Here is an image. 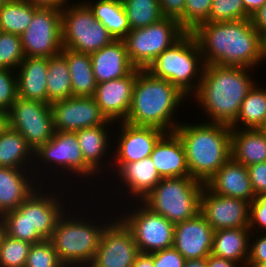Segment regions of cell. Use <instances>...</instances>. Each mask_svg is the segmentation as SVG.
Returning <instances> with one entry per match:
<instances>
[{"mask_svg": "<svg viewBox=\"0 0 266 267\" xmlns=\"http://www.w3.org/2000/svg\"><path fill=\"white\" fill-rule=\"evenodd\" d=\"M265 60H266V35L263 36V47H262V61Z\"/></svg>", "mask_w": 266, "mask_h": 267, "instance_id": "56", "label": "cell"}, {"mask_svg": "<svg viewBox=\"0 0 266 267\" xmlns=\"http://www.w3.org/2000/svg\"><path fill=\"white\" fill-rule=\"evenodd\" d=\"M264 88L255 84L248 92L236 120L230 125L232 129H238L240 124L245 126H241V129H255L263 126L266 121V87Z\"/></svg>", "mask_w": 266, "mask_h": 267, "instance_id": "33", "label": "cell"}, {"mask_svg": "<svg viewBox=\"0 0 266 267\" xmlns=\"http://www.w3.org/2000/svg\"><path fill=\"white\" fill-rule=\"evenodd\" d=\"M205 65L255 68L262 61L263 36L250 19L199 24L192 32Z\"/></svg>", "mask_w": 266, "mask_h": 267, "instance_id": "1", "label": "cell"}, {"mask_svg": "<svg viewBox=\"0 0 266 267\" xmlns=\"http://www.w3.org/2000/svg\"><path fill=\"white\" fill-rule=\"evenodd\" d=\"M251 68L205 65L195 100L206 112L210 123L231 125L237 118L241 104L256 84L250 77Z\"/></svg>", "mask_w": 266, "mask_h": 267, "instance_id": "2", "label": "cell"}, {"mask_svg": "<svg viewBox=\"0 0 266 267\" xmlns=\"http://www.w3.org/2000/svg\"><path fill=\"white\" fill-rule=\"evenodd\" d=\"M115 218L103 230L98 249L88 267H132L140 254L130 229L119 217Z\"/></svg>", "mask_w": 266, "mask_h": 267, "instance_id": "14", "label": "cell"}, {"mask_svg": "<svg viewBox=\"0 0 266 267\" xmlns=\"http://www.w3.org/2000/svg\"><path fill=\"white\" fill-rule=\"evenodd\" d=\"M7 125L18 131L34 151L55 132L50 104L20 97L7 112Z\"/></svg>", "mask_w": 266, "mask_h": 267, "instance_id": "12", "label": "cell"}, {"mask_svg": "<svg viewBox=\"0 0 266 267\" xmlns=\"http://www.w3.org/2000/svg\"><path fill=\"white\" fill-rule=\"evenodd\" d=\"M130 30L156 23L164 16L159 0H122Z\"/></svg>", "mask_w": 266, "mask_h": 267, "instance_id": "36", "label": "cell"}, {"mask_svg": "<svg viewBox=\"0 0 266 267\" xmlns=\"http://www.w3.org/2000/svg\"><path fill=\"white\" fill-rule=\"evenodd\" d=\"M262 131H263V133L266 135V121H265V123L263 124V126L260 128Z\"/></svg>", "mask_w": 266, "mask_h": 267, "instance_id": "58", "label": "cell"}, {"mask_svg": "<svg viewBox=\"0 0 266 267\" xmlns=\"http://www.w3.org/2000/svg\"><path fill=\"white\" fill-rule=\"evenodd\" d=\"M132 267H154L153 264V252L152 253H140Z\"/></svg>", "mask_w": 266, "mask_h": 267, "instance_id": "52", "label": "cell"}, {"mask_svg": "<svg viewBox=\"0 0 266 267\" xmlns=\"http://www.w3.org/2000/svg\"><path fill=\"white\" fill-rule=\"evenodd\" d=\"M36 172L30 168L23 170L0 166V216L17 209L36 187L43 185L41 182L43 179L40 182L36 180L40 179L35 178L38 177L37 174L35 175ZM32 179H35L37 183L35 184L36 181Z\"/></svg>", "mask_w": 266, "mask_h": 267, "instance_id": "21", "label": "cell"}, {"mask_svg": "<svg viewBox=\"0 0 266 267\" xmlns=\"http://www.w3.org/2000/svg\"><path fill=\"white\" fill-rule=\"evenodd\" d=\"M137 68L127 76L97 84L94 99L109 121L124 122L132 103Z\"/></svg>", "mask_w": 266, "mask_h": 267, "instance_id": "19", "label": "cell"}, {"mask_svg": "<svg viewBox=\"0 0 266 267\" xmlns=\"http://www.w3.org/2000/svg\"><path fill=\"white\" fill-rule=\"evenodd\" d=\"M203 187V182L191 176L162 178L141 202L175 225L200 212Z\"/></svg>", "mask_w": 266, "mask_h": 267, "instance_id": "7", "label": "cell"}, {"mask_svg": "<svg viewBox=\"0 0 266 267\" xmlns=\"http://www.w3.org/2000/svg\"><path fill=\"white\" fill-rule=\"evenodd\" d=\"M69 3L61 9L63 48L92 54L115 40L83 1Z\"/></svg>", "mask_w": 266, "mask_h": 267, "instance_id": "8", "label": "cell"}, {"mask_svg": "<svg viewBox=\"0 0 266 267\" xmlns=\"http://www.w3.org/2000/svg\"><path fill=\"white\" fill-rule=\"evenodd\" d=\"M120 130L115 145V163L118 171L124 164L140 161L149 157L155 144L166 133L155 127L134 126L126 122H120ZM117 169V170H116Z\"/></svg>", "mask_w": 266, "mask_h": 267, "instance_id": "17", "label": "cell"}, {"mask_svg": "<svg viewBox=\"0 0 266 267\" xmlns=\"http://www.w3.org/2000/svg\"><path fill=\"white\" fill-rule=\"evenodd\" d=\"M231 131L229 125L206 121L176 127L192 178L205 184L231 158Z\"/></svg>", "mask_w": 266, "mask_h": 267, "instance_id": "4", "label": "cell"}, {"mask_svg": "<svg viewBox=\"0 0 266 267\" xmlns=\"http://www.w3.org/2000/svg\"><path fill=\"white\" fill-rule=\"evenodd\" d=\"M160 10L166 18L179 20L184 15L185 0H159Z\"/></svg>", "mask_w": 266, "mask_h": 267, "instance_id": "48", "label": "cell"}, {"mask_svg": "<svg viewBox=\"0 0 266 267\" xmlns=\"http://www.w3.org/2000/svg\"><path fill=\"white\" fill-rule=\"evenodd\" d=\"M33 161L32 147L18 131L7 125L0 133V166L17 169H28L29 166L30 169L38 168L33 165ZM31 164L35 167L31 168Z\"/></svg>", "mask_w": 266, "mask_h": 267, "instance_id": "29", "label": "cell"}, {"mask_svg": "<svg viewBox=\"0 0 266 267\" xmlns=\"http://www.w3.org/2000/svg\"><path fill=\"white\" fill-rule=\"evenodd\" d=\"M217 195L248 201L255 198L246 166L230 158L205 184Z\"/></svg>", "mask_w": 266, "mask_h": 267, "instance_id": "22", "label": "cell"}, {"mask_svg": "<svg viewBox=\"0 0 266 267\" xmlns=\"http://www.w3.org/2000/svg\"><path fill=\"white\" fill-rule=\"evenodd\" d=\"M137 209L119 217L130 229L140 253H152L173 247L174 224L151 211L141 201Z\"/></svg>", "mask_w": 266, "mask_h": 267, "instance_id": "11", "label": "cell"}, {"mask_svg": "<svg viewBox=\"0 0 266 267\" xmlns=\"http://www.w3.org/2000/svg\"><path fill=\"white\" fill-rule=\"evenodd\" d=\"M46 85L47 104L73 97L70 71L62 53L49 58Z\"/></svg>", "mask_w": 266, "mask_h": 267, "instance_id": "34", "label": "cell"}, {"mask_svg": "<svg viewBox=\"0 0 266 267\" xmlns=\"http://www.w3.org/2000/svg\"><path fill=\"white\" fill-rule=\"evenodd\" d=\"M97 84L127 76L135 67L130 63L123 39H115L90 54Z\"/></svg>", "mask_w": 266, "mask_h": 267, "instance_id": "24", "label": "cell"}, {"mask_svg": "<svg viewBox=\"0 0 266 267\" xmlns=\"http://www.w3.org/2000/svg\"><path fill=\"white\" fill-rule=\"evenodd\" d=\"M204 67L196 38L191 32H186L170 48L156 57L146 70L154 77L169 81L189 96L197 91Z\"/></svg>", "mask_w": 266, "mask_h": 267, "instance_id": "5", "label": "cell"}, {"mask_svg": "<svg viewBox=\"0 0 266 267\" xmlns=\"http://www.w3.org/2000/svg\"><path fill=\"white\" fill-rule=\"evenodd\" d=\"M61 53L66 57L68 63L72 96L92 97L95 94L97 82L92 71L90 54L63 48Z\"/></svg>", "mask_w": 266, "mask_h": 267, "instance_id": "30", "label": "cell"}, {"mask_svg": "<svg viewBox=\"0 0 266 267\" xmlns=\"http://www.w3.org/2000/svg\"><path fill=\"white\" fill-rule=\"evenodd\" d=\"M184 267H206V258L201 259H187Z\"/></svg>", "mask_w": 266, "mask_h": 267, "instance_id": "54", "label": "cell"}, {"mask_svg": "<svg viewBox=\"0 0 266 267\" xmlns=\"http://www.w3.org/2000/svg\"><path fill=\"white\" fill-rule=\"evenodd\" d=\"M213 0H185L184 15L178 20L186 32H192L199 24L207 22Z\"/></svg>", "mask_w": 266, "mask_h": 267, "instance_id": "41", "label": "cell"}, {"mask_svg": "<svg viewBox=\"0 0 266 267\" xmlns=\"http://www.w3.org/2000/svg\"><path fill=\"white\" fill-rule=\"evenodd\" d=\"M14 70L0 68V110L6 113L18 98L17 74Z\"/></svg>", "mask_w": 266, "mask_h": 267, "instance_id": "43", "label": "cell"}, {"mask_svg": "<svg viewBox=\"0 0 266 267\" xmlns=\"http://www.w3.org/2000/svg\"><path fill=\"white\" fill-rule=\"evenodd\" d=\"M214 229L199 212L174 225L173 247L187 259L207 258L212 251Z\"/></svg>", "mask_w": 266, "mask_h": 267, "instance_id": "20", "label": "cell"}, {"mask_svg": "<svg viewBox=\"0 0 266 267\" xmlns=\"http://www.w3.org/2000/svg\"><path fill=\"white\" fill-rule=\"evenodd\" d=\"M7 126V113L0 110V133Z\"/></svg>", "mask_w": 266, "mask_h": 267, "instance_id": "55", "label": "cell"}, {"mask_svg": "<svg viewBox=\"0 0 266 267\" xmlns=\"http://www.w3.org/2000/svg\"><path fill=\"white\" fill-rule=\"evenodd\" d=\"M255 197L266 193V161L247 167Z\"/></svg>", "mask_w": 266, "mask_h": 267, "instance_id": "46", "label": "cell"}, {"mask_svg": "<svg viewBox=\"0 0 266 267\" xmlns=\"http://www.w3.org/2000/svg\"><path fill=\"white\" fill-rule=\"evenodd\" d=\"M30 2L34 6L44 7V8H56L62 9L67 3L68 0H24Z\"/></svg>", "mask_w": 266, "mask_h": 267, "instance_id": "51", "label": "cell"}, {"mask_svg": "<svg viewBox=\"0 0 266 267\" xmlns=\"http://www.w3.org/2000/svg\"><path fill=\"white\" fill-rule=\"evenodd\" d=\"M185 261L174 247L153 252L154 267H184Z\"/></svg>", "mask_w": 266, "mask_h": 267, "instance_id": "45", "label": "cell"}, {"mask_svg": "<svg viewBox=\"0 0 266 267\" xmlns=\"http://www.w3.org/2000/svg\"><path fill=\"white\" fill-rule=\"evenodd\" d=\"M108 126L110 127V125L95 126L75 132L84 160L97 174L98 170L101 171V174L103 173L101 170L103 167H100L103 164L101 162L103 157L106 158L105 154L108 155L107 150H110L108 148L111 147L109 141L112 137L107 134L109 132Z\"/></svg>", "mask_w": 266, "mask_h": 267, "instance_id": "31", "label": "cell"}, {"mask_svg": "<svg viewBox=\"0 0 266 267\" xmlns=\"http://www.w3.org/2000/svg\"><path fill=\"white\" fill-rule=\"evenodd\" d=\"M10 1H12V0H0V6H2L3 4H6Z\"/></svg>", "mask_w": 266, "mask_h": 267, "instance_id": "59", "label": "cell"}, {"mask_svg": "<svg viewBox=\"0 0 266 267\" xmlns=\"http://www.w3.org/2000/svg\"><path fill=\"white\" fill-rule=\"evenodd\" d=\"M255 267H266V262L259 263Z\"/></svg>", "mask_w": 266, "mask_h": 267, "instance_id": "60", "label": "cell"}, {"mask_svg": "<svg viewBox=\"0 0 266 267\" xmlns=\"http://www.w3.org/2000/svg\"><path fill=\"white\" fill-rule=\"evenodd\" d=\"M185 33L178 20L166 17L149 26L130 30L123 38L128 59L135 68L147 69Z\"/></svg>", "mask_w": 266, "mask_h": 267, "instance_id": "9", "label": "cell"}, {"mask_svg": "<svg viewBox=\"0 0 266 267\" xmlns=\"http://www.w3.org/2000/svg\"><path fill=\"white\" fill-rule=\"evenodd\" d=\"M239 264L240 263L214 256L213 254H210L206 258V267H242Z\"/></svg>", "mask_w": 266, "mask_h": 267, "instance_id": "50", "label": "cell"}, {"mask_svg": "<svg viewBox=\"0 0 266 267\" xmlns=\"http://www.w3.org/2000/svg\"><path fill=\"white\" fill-rule=\"evenodd\" d=\"M40 7L24 0H12L0 6L2 32L21 35L30 25L34 13Z\"/></svg>", "mask_w": 266, "mask_h": 267, "instance_id": "35", "label": "cell"}, {"mask_svg": "<svg viewBox=\"0 0 266 267\" xmlns=\"http://www.w3.org/2000/svg\"><path fill=\"white\" fill-rule=\"evenodd\" d=\"M61 9L40 7L28 28L20 35L25 57L58 55L63 49Z\"/></svg>", "mask_w": 266, "mask_h": 267, "instance_id": "13", "label": "cell"}, {"mask_svg": "<svg viewBox=\"0 0 266 267\" xmlns=\"http://www.w3.org/2000/svg\"><path fill=\"white\" fill-rule=\"evenodd\" d=\"M116 174H118L116 178L120 176L121 185L122 183L125 185V191L130 194V198L134 197L132 200L135 201L138 199L141 201L162 179L150 156L140 161L124 164L116 171Z\"/></svg>", "mask_w": 266, "mask_h": 267, "instance_id": "26", "label": "cell"}, {"mask_svg": "<svg viewBox=\"0 0 266 267\" xmlns=\"http://www.w3.org/2000/svg\"><path fill=\"white\" fill-rule=\"evenodd\" d=\"M249 227L227 228L214 231L212 251L214 256L241 263L246 267L251 241Z\"/></svg>", "mask_w": 266, "mask_h": 267, "instance_id": "27", "label": "cell"}, {"mask_svg": "<svg viewBox=\"0 0 266 267\" xmlns=\"http://www.w3.org/2000/svg\"><path fill=\"white\" fill-rule=\"evenodd\" d=\"M55 131L76 132L80 129L112 125L94 97H69L50 104Z\"/></svg>", "mask_w": 266, "mask_h": 267, "instance_id": "15", "label": "cell"}, {"mask_svg": "<svg viewBox=\"0 0 266 267\" xmlns=\"http://www.w3.org/2000/svg\"><path fill=\"white\" fill-rule=\"evenodd\" d=\"M25 267H65L49 239L32 244Z\"/></svg>", "mask_w": 266, "mask_h": 267, "instance_id": "42", "label": "cell"}, {"mask_svg": "<svg viewBox=\"0 0 266 267\" xmlns=\"http://www.w3.org/2000/svg\"><path fill=\"white\" fill-rule=\"evenodd\" d=\"M242 0H213L207 22L220 23L250 19Z\"/></svg>", "mask_w": 266, "mask_h": 267, "instance_id": "40", "label": "cell"}, {"mask_svg": "<svg viewBox=\"0 0 266 267\" xmlns=\"http://www.w3.org/2000/svg\"><path fill=\"white\" fill-rule=\"evenodd\" d=\"M150 157L161 178L190 176L184 145L175 132L165 133Z\"/></svg>", "mask_w": 266, "mask_h": 267, "instance_id": "23", "label": "cell"}, {"mask_svg": "<svg viewBox=\"0 0 266 267\" xmlns=\"http://www.w3.org/2000/svg\"><path fill=\"white\" fill-rule=\"evenodd\" d=\"M49 58L25 57L16 70L18 97L47 103Z\"/></svg>", "mask_w": 266, "mask_h": 267, "instance_id": "25", "label": "cell"}, {"mask_svg": "<svg viewBox=\"0 0 266 267\" xmlns=\"http://www.w3.org/2000/svg\"><path fill=\"white\" fill-rule=\"evenodd\" d=\"M84 3L92 11L114 39H123L130 31V26L122 0H97Z\"/></svg>", "mask_w": 266, "mask_h": 267, "instance_id": "32", "label": "cell"}, {"mask_svg": "<svg viewBox=\"0 0 266 267\" xmlns=\"http://www.w3.org/2000/svg\"><path fill=\"white\" fill-rule=\"evenodd\" d=\"M242 1L246 12L250 16L266 3V0H242Z\"/></svg>", "mask_w": 266, "mask_h": 267, "instance_id": "53", "label": "cell"}, {"mask_svg": "<svg viewBox=\"0 0 266 267\" xmlns=\"http://www.w3.org/2000/svg\"><path fill=\"white\" fill-rule=\"evenodd\" d=\"M24 58L21 36L2 32L0 34V68L16 71Z\"/></svg>", "mask_w": 266, "mask_h": 267, "instance_id": "39", "label": "cell"}, {"mask_svg": "<svg viewBox=\"0 0 266 267\" xmlns=\"http://www.w3.org/2000/svg\"><path fill=\"white\" fill-rule=\"evenodd\" d=\"M249 229L251 233H266V193L256 196L250 203Z\"/></svg>", "mask_w": 266, "mask_h": 267, "instance_id": "44", "label": "cell"}, {"mask_svg": "<svg viewBox=\"0 0 266 267\" xmlns=\"http://www.w3.org/2000/svg\"><path fill=\"white\" fill-rule=\"evenodd\" d=\"M2 219L5 233L12 238L31 244L45 240L36 230H32L27 222L26 215H23L18 209L5 213Z\"/></svg>", "mask_w": 266, "mask_h": 267, "instance_id": "38", "label": "cell"}, {"mask_svg": "<svg viewBox=\"0 0 266 267\" xmlns=\"http://www.w3.org/2000/svg\"><path fill=\"white\" fill-rule=\"evenodd\" d=\"M186 97L169 81L154 77L146 69L137 68L132 103L124 122L155 127L166 133L174 132L181 124L175 120L174 114Z\"/></svg>", "mask_w": 266, "mask_h": 267, "instance_id": "3", "label": "cell"}, {"mask_svg": "<svg viewBox=\"0 0 266 267\" xmlns=\"http://www.w3.org/2000/svg\"><path fill=\"white\" fill-rule=\"evenodd\" d=\"M231 158L248 167L266 161V135L260 128L232 129Z\"/></svg>", "mask_w": 266, "mask_h": 267, "instance_id": "28", "label": "cell"}, {"mask_svg": "<svg viewBox=\"0 0 266 267\" xmlns=\"http://www.w3.org/2000/svg\"><path fill=\"white\" fill-rule=\"evenodd\" d=\"M70 215L64 212L57 221L49 240L53 244L59 261L65 267H88L98 249L103 230L111 220L105 221L104 224L99 220L100 226L96 224L97 221L93 223L86 219L84 214L82 215L84 218Z\"/></svg>", "mask_w": 266, "mask_h": 267, "instance_id": "6", "label": "cell"}, {"mask_svg": "<svg viewBox=\"0 0 266 267\" xmlns=\"http://www.w3.org/2000/svg\"><path fill=\"white\" fill-rule=\"evenodd\" d=\"M250 20L262 36L266 35V3L251 15Z\"/></svg>", "mask_w": 266, "mask_h": 267, "instance_id": "49", "label": "cell"}, {"mask_svg": "<svg viewBox=\"0 0 266 267\" xmlns=\"http://www.w3.org/2000/svg\"><path fill=\"white\" fill-rule=\"evenodd\" d=\"M43 188H36L17 209L26 215L32 230H36L44 239H50L66 208L59 194L56 196L55 191L52 193L49 190H46L47 193L44 190L41 193Z\"/></svg>", "mask_w": 266, "mask_h": 267, "instance_id": "18", "label": "cell"}, {"mask_svg": "<svg viewBox=\"0 0 266 267\" xmlns=\"http://www.w3.org/2000/svg\"><path fill=\"white\" fill-rule=\"evenodd\" d=\"M253 237L254 240L249 246V258L246 267H255L259 263L266 262V233Z\"/></svg>", "mask_w": 266, "mask_h": 267, "instance_id": "47", "label": "cell"}, {"mask_svg": "<svg viewBox=\"0 0 266 267\" xmlns=\"http://www.w3.org/2000/svg\"><path fill=\"white\" fill-rule=\"evenodd\" d=\"M31 246L4 233L0 242V267H25Z\"/></svg>", "mask_w": 266, "mask_h": 267, "instance_id": "37", "label": "cell"}, {"mask_svg": "<svg viewBox=\"0 0 266 267\" xmlns=\"http://www.w3.org/2000/svg\"><path fill=\"white\" fill-rule=\"evenodd\" d=\"M249 212L248 201L217 195L204 185L200 197V213L214 231L249 227Z\"/></svg>", "mask_w": 266, "mask_h": 267, "instance_id": "16", "label": "cell"}, {"mask_svg": "<svg viewBox=\"0 0 266 267\" xmlns=\"http://www.w3.org/2000/svg\"><path fill=\"white\" fill-rule=\"evenodd\" d=\"M34 158H38L37 160L40 161L37 163H41L44 167L45 163L46 167L49 165L51 168L53 167L51 172L57 170L56 172L60 174L61 170V174L65 176L69 172V176L75 174L77 180V177L83 179L96 174V171L84 160L75 132L55 131L49 141L34 151ZM63 169L66 173L63 172Z\"/></svg>", "mask_w": 266, "mask_h": 267, "instance_id": "10", "label": "cell"}, {"mask_svg": "<svg viewBox=\"0 0 266 267\" xmlns=\"http://www.w3.org/2000/svg\"><path fill=\"white\" fill-rule=\"evenodd\" d=\"M4 233H5L4 221L2 219V216H0V242H1V238L3 237Z\"/></svg>", "mask_w": 266, "mask_h": 267, "instance_id": "57", "label": "cell"}]
</instances>
